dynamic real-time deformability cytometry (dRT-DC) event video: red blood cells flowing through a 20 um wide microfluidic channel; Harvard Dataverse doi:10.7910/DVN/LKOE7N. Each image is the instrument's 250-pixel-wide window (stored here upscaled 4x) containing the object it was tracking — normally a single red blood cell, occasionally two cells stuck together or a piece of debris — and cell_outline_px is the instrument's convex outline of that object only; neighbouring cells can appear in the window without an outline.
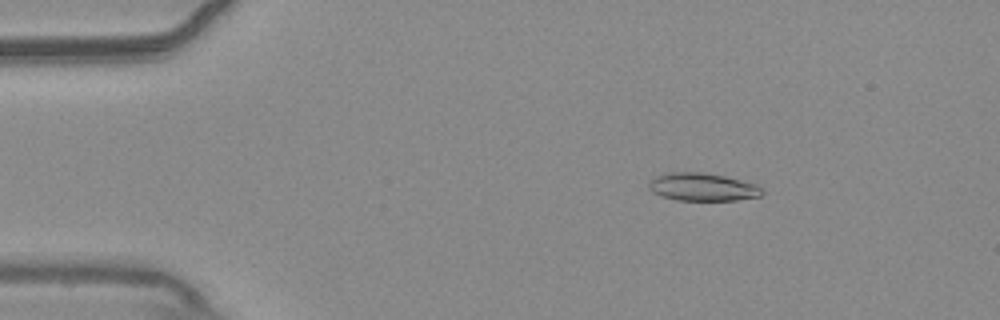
{"species": "common noctule bat (a hibernating species)", "species_latin": "Nyctalus noctula", "temperature_condition": "warm", "stored_images_in_passage": 48, "camera_frame_rate_fps": 3000, "um_per_image_px": 0.085, "animal": {"sex": "male", "body_mass_g": 20.4}, "frame": {"image": 1, "passage_image": 2, "time_ms": 0.333, "image_size_px": [1000, 320], "cell_outline_px": [[764, 192], [760, 196], [736, 200], [676, 200], [660, 196], [652, 192], [648, 188], [648, 184], [656, 176], [668, 172], [704, 172], [724, 176], [756, 184], [764, 188]], "centroid_in_image_um": [59.71, 15.89], "position_along_channel_um": 25.3, "area_um2": 18.5}}
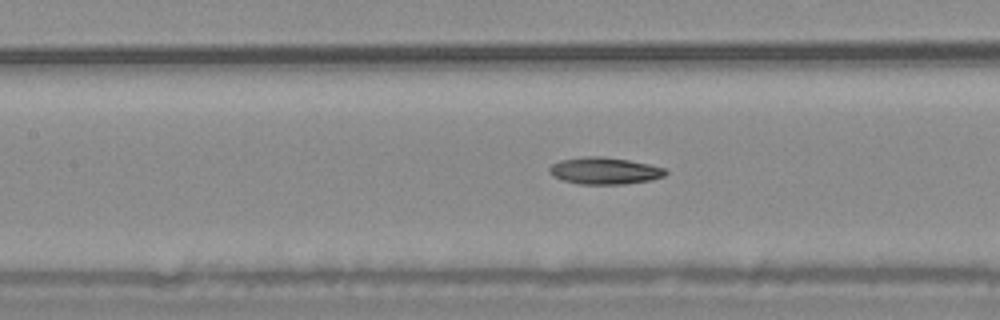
{"frame": {"image": 2, "passage_image": 18, "time_ms": 5.667, "image_size_px": [1000, 320], "cell_outline_px": [[668, 172], [664, 176], [652, 180], [624, 184], [580, 184], [564, 180], [552, 176], [548, 172], [548, 168], [552, 164], [560, 160], [588, 156], [600, 156], [628, 160], [648, 164], [664, 168]], "centroid_in_image_um": [51.37, 14.52], "position_along_channel_um": 156.0, "area_um2": 18.15}}
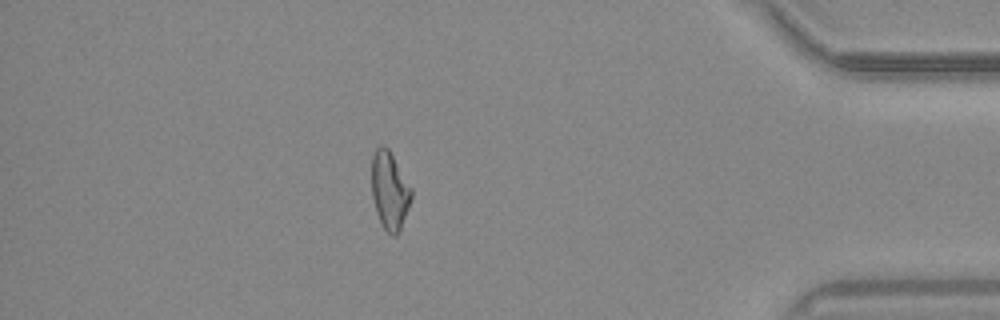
{"frame": {"image": 3, "passage_image": 41, "time_ms": 13.333, "image_size_px": [1000, 320], "cell_outline_px": [[412, 196], [400, 232], [396, 236], [392, 236], [380, 224], [376, 212], [372, 196], [372, 156], [376, 148], [380, 144], [388, 148], [412, 188]], "centroid_in_image_um": [33.12, 16.22], "position_along_channel_um": 402.1, "area_um2": 18.09}, "authors_computed_cell_mechanics": {"area_um2": 18.1203, "velocity_mm_per_s": 3.7432, "shape_relaxation_time_tau1_ms": 6.7334, "shape_relaxation_time_tau2_ms": null, "deformation_change_tau1": 0.1702, "deformation_change_tau2": null}}